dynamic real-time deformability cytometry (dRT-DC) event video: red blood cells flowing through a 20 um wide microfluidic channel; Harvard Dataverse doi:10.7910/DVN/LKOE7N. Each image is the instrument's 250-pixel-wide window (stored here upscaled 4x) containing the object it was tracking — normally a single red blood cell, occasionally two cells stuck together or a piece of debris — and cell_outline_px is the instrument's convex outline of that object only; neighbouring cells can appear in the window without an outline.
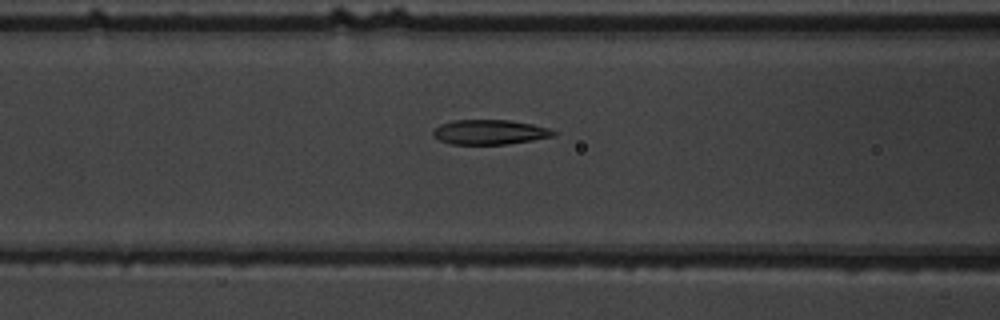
{"species": "common noctule bat (a hibernating species)", "species_latin": "Nyctalus noctula", "temperature_condition": "warm", "stored_images_in_passage": 23, "camera_frame_rate_fps": 3000, "um_per_image_px": 0.085, "animal": {"sex": "male", "body_mass_g": 19.5, "forearm_length_mm": 54.6}, "frame": {"image": 1, "passage_image": 8, "time_ms": 2.333, "image_size_px": [1000, 320], "cell_outline_px": [[556, 136], [508, 144], [448, 144], [432, 136], [432, 132], [440, 124], [456, 120], [508, 120], [532, 124], [548, 128], [556, 132]], "centroid_in_image_um": [41.62, 11.23], "position_along_channel_um": 125.0, "area_um2": 17.34}}
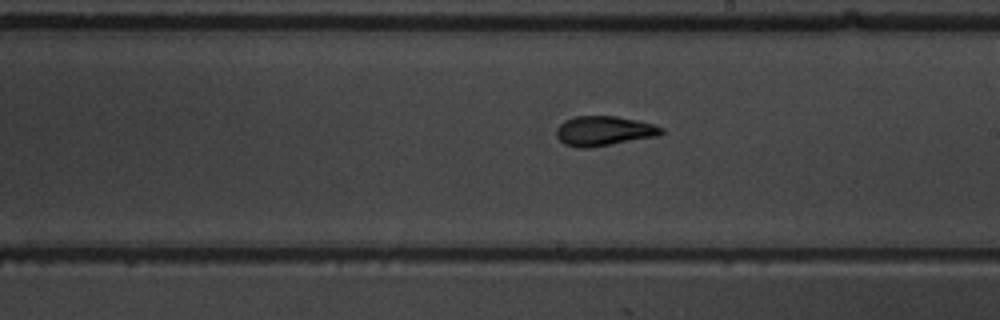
{"frame": {"image": 2, "passage_image": 17, "time_ms": 5.333, "image_size_px": [1000, 320], "cell_outline_px": [[664, 132], [656, 136], [588, 148], [580, 148], [564, 144], [556, 136], [556, 128], [564, 120], [576, 116], [616, 116], [636, 120], [652, 124], [664, 128]], "centroid_in_image_um": [51.3, 11.12], "position_along_channel_um": 237.7, "area_um2": 18.03}}
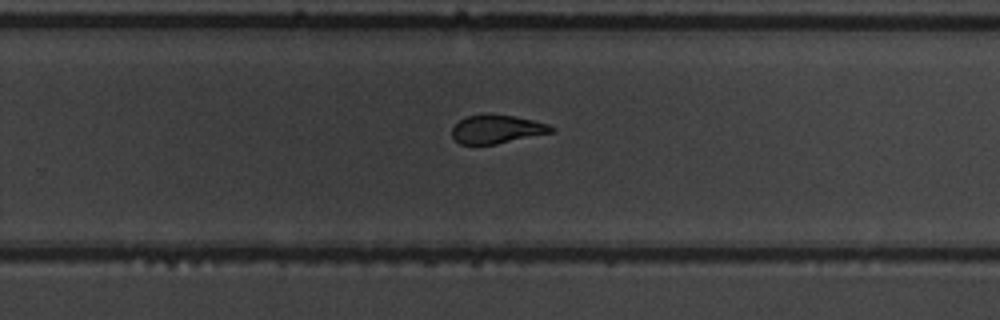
{"frame": {"image": 3, "passage_image": 21, "time_ms": 6.667, "image_size_px": [1000, 320], "cell_outline_px": [[556, 132], [496, 144], [460, 144], [452, 136], [452, 128], [460, 120], [468, 116], [516, 116], [548, 124], [556, 128]], "centroid_in_image_um": [42.3, 11.01], "position_along_channel_um": 287.5, "area_um2": 16.13}}